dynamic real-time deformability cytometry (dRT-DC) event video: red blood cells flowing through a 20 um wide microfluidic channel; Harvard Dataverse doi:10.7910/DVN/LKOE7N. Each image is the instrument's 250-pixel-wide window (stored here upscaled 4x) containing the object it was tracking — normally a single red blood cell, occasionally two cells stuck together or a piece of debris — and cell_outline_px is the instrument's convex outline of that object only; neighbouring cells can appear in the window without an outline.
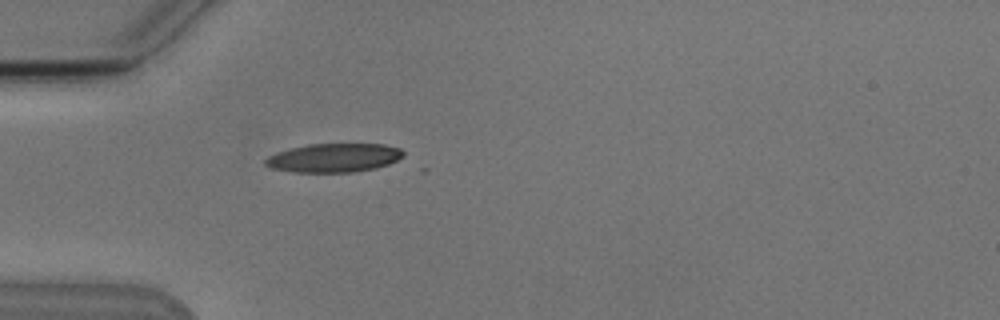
{"species": "Egyptian fruit bat (a non-hibernating species)", "species_latin": "Rousettus aegyptiacus", "temperature_condition": "cold", "stored_images_in_passage": 1, "camera_frame_rate_fps": 3000, "um_per_image_px": 0.085, "animal": {"sex": "male"}, "frame": {"image": 1, "passage_image": 1, "time_ms": 0.0, "image_size_px": [1000, 320], "cell_outline_px": [[404, 156], [388, 164], [376, 168], [352, 172], [292, 172], [272, 168], [264, 164], [264, 160], [268, 156], [276, 152], [308, 144], [384, 144], [400, 148], [404, 152]], "centroid_in_image_um": [28.38, 13.41], "position_along_channel_um": 56.6, "area_um2": 23.12}}